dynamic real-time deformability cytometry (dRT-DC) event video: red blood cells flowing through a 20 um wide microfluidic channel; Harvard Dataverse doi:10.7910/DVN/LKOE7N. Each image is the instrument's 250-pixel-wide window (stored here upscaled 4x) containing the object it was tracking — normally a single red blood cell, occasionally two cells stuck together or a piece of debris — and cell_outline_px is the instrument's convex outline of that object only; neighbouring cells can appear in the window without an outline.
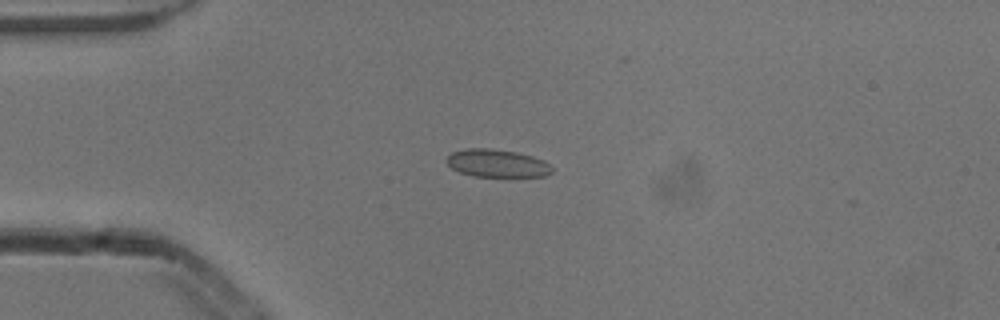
{"species": "common noctule bat (a hibernating species)", "species_latin": "Nyctalus noctula", "temperature_condition": "cold", "stored_images_in_passage": 7, "camera_frame_rate_fps": 3000, "um_per_image_px": 0.085, "animal": {"sex": "male", "body_mass_g": 13.3}, "frame": {"image": 1, "passage_image": 4, "time_ms": 1.0, "image_size_px": [1000, 320], "cell_outline_px": [[552, 172], [544, 176], [476, 176], [460, 172], [452, 168], [444, 160], [452, 152], [468, 148], [488, 148], [516, 152], [532, 156], [544, 160], [552, 168]], "centroid_in_image_um": [42.23, 13.87], "position_along_channel_um": 42.8, "area_um2": 16.88}}
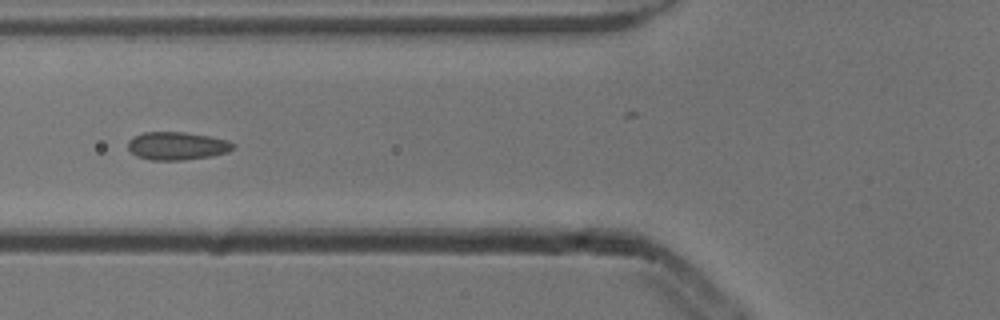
{"frame": {"image": 2, "passage_image": 6, "time_ms": 1.667, "image_size_px": [1000, 320], "cell_outline_px": [[232, 148], [228, 152], [212, 156], [184, 160], [152, 160], [136, 156], [128, 148], [128, 140], [132, 136], [144, 132], [184, 132], [208, 136], [228, 140], [232, 144]], "centroid_in_image_um": [15.0, 12.4], "position_along_channel_um": 110.8, "area_um2": 17.11}}